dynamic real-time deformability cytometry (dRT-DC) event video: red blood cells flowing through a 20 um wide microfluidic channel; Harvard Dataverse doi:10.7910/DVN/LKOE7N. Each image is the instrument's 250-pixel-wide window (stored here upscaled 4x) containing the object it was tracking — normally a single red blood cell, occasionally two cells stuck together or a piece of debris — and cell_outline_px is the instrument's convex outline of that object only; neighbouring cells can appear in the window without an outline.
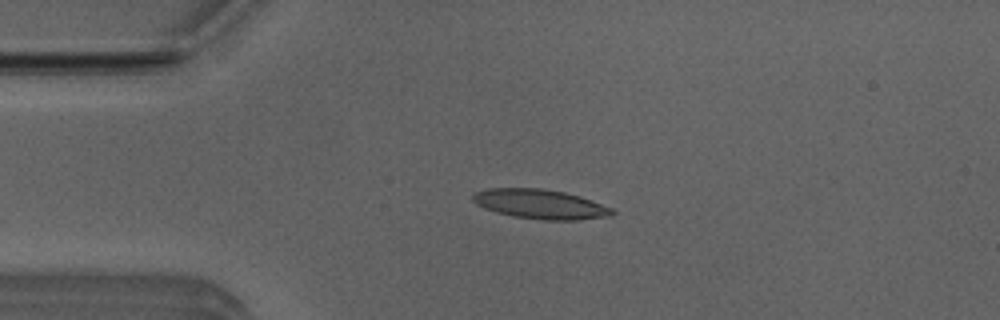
{"species": "Egyptian fruit bat (a non-hibernating species)", "species_latin": "Rousettus aegyptiacus", "temperature_condition": "room temperature", "stored_images_in_passage": 9, "camera_frame_rate_fps": 3000, "um_per_image_px": 0.085, "animal": {"sex": "male"}, "frame": {"image": 1, "passage_image": 4, "time_ms": 1.0, "image_size_px": [1000, 320], "cell_outline_px": [[616, 212], [612, 216], [576, 220], [544, 220], [512, 216], [496, 212], [484, 208], [476, 204], [472, 200], [472, 196], [476, 192], [488, 188], [540, 188], [564, 192], [580, 196], [612, 208]], "centroid_in_image_um": [45.93, 17.35], "position_along_channel_um": 39.1, "area_um2": 23.99}}
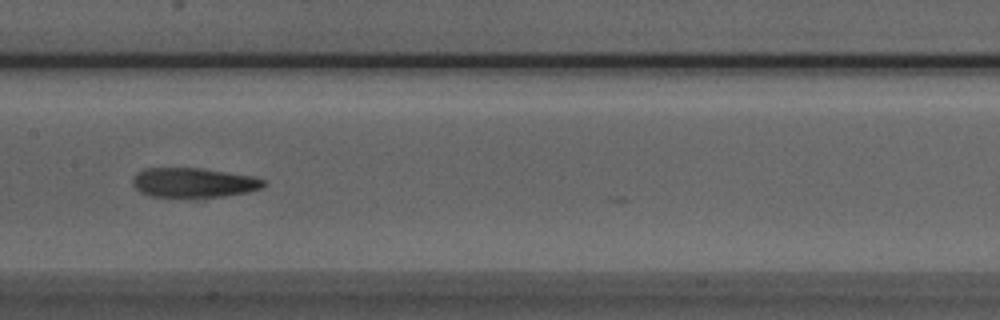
{"frame": {"image": 2, "passage_image": 8, "time_ms": 2.333, "image_size_px": [1000, 320], "cell_outline_px": [[264, 184], [260, 188], [248, 192], [224, 196], [152, 196], [140, 192], [132, 184], [132, 180], [136, 172], [144, 168], [200, 168], [252, 176], [264, 180]], "centroid_in_image_um": [16.41, 15.51], "position_along_channel_um": 191.0, "area_um2": 22.2}}